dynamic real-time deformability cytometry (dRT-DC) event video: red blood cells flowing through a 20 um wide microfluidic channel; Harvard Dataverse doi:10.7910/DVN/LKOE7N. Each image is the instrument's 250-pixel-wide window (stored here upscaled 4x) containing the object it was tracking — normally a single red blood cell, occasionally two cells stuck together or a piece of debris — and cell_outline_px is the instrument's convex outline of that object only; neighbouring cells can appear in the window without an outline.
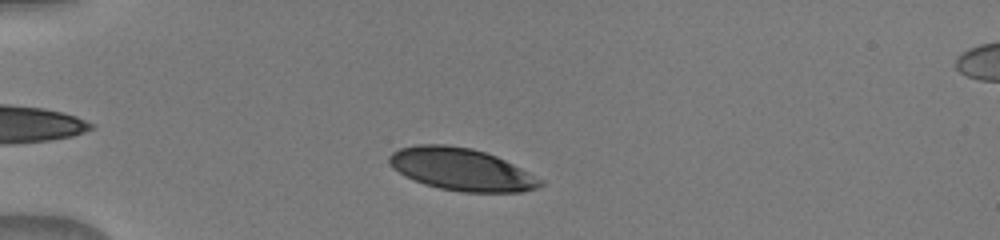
{"species": "human", "species_latin": "Homo sapiens", "temperature_condition": "warm", "stored_images_in_passage": 42, "camera_frame_rate_fps": 3000, "um_per_image_px": 0.085, "donor": {"sex": "male"}, "frame": {"image": 1, "passage_image": 6, "time_ms": 1.667, "image_size_px": [1000, 240], "cell_outline_px": [[544, 184], [536, 188], [520, 192], [460, 192], [440, 188], [424, 184], [404, 176], [392, 168], [388, 164], [388, 156], [392, 152], [400, 148], [416, 144], [448, 144], [472, 148], [496, 156], [544, 180]], "centroid_in_image_um": [39.17, 14.39], "position_along_channel_um": 45.8, "area_um2": 37.4}}
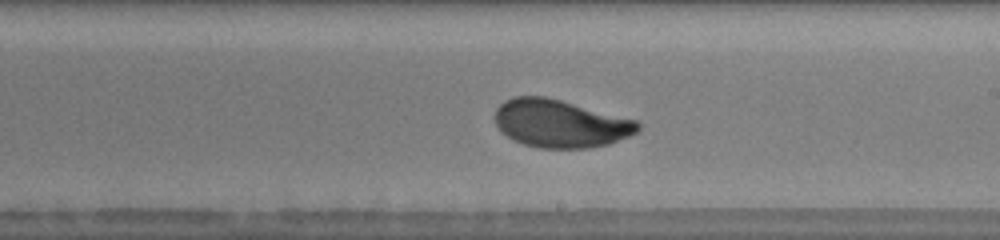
{"frame": {"image": 2, "passage_image": 23, "time_ms": 7.333, "image_size_px": [1000, 240], "cell_outline_px": [[640, 128], [636, 132], [628, 136], [608, 144], [588, 148], [540, 148], [524, 144], [512, 140], [500, 132], [496, 124], [496, 108], [504, 100], [512, 96], [544, 96], [560, 100], [636, 120], [640, 124]], "centroid_in_image_um": [47.58, 10.5], "position_along_channel_um": 241.4, "area_um2": 39.71}}
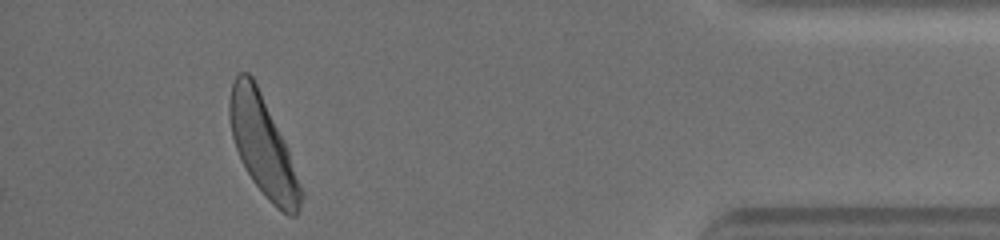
{"frame": {"image": 3, "passage_image": 39, "time_ms": 12.667, "image_size_px": [1000, 240], "cell_outline_px": [[304, 196], [300, 208], [296, 216], [288, 216], [276, 208], [268, 200], [252, 180], [236, 148], [232, 136], [228, 116], [228, 104], [232, 84], [236, 76], [240, 72], [248, 72], [252, 76], [288, 148], [304, 192]], "centroid_in_image_um": [22.37, 12.45], "position_along_channel_um": 412.8, "area_um2": 41.04}}